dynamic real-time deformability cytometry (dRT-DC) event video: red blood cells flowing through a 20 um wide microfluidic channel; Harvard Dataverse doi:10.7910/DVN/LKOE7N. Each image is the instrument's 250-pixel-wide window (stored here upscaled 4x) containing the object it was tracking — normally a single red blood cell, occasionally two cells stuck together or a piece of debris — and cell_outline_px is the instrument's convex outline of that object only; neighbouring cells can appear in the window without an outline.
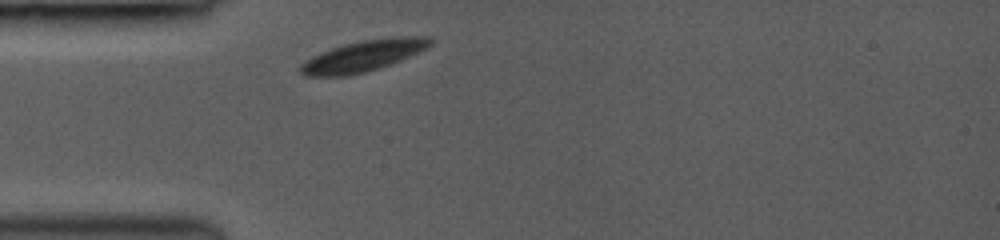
{"species": "common noctule bat (a hibernating species)", "species_latin": "Nyctalus noctula", "temperature_condition": "room temperature", "stored_images_in_passage": 13, "camera_frame_rate_fps": 3000, "um_per_image_px": 0.085, "animal": {"sex": "female", "body_mass_g": 19.0, "forearm_length_mm": 53.3}, "frame": {"image": 1, "passage_image": 1, "time_ms": 0.0, "image_size_px": [1000, 240], "cell_outline_px": [[432, 44], [428, 48], [392, 64], [364, 72], [348, 76], [304, 76], [300, 72], [300, 64], [304, 60], [320, 52], [344, 44], [364, 40], [392, 36], [432, 36]], "centroid_in_image_um": [30.9, 4.74], "position_along_channel_um": 54.1, "area_um2": 23.76}}
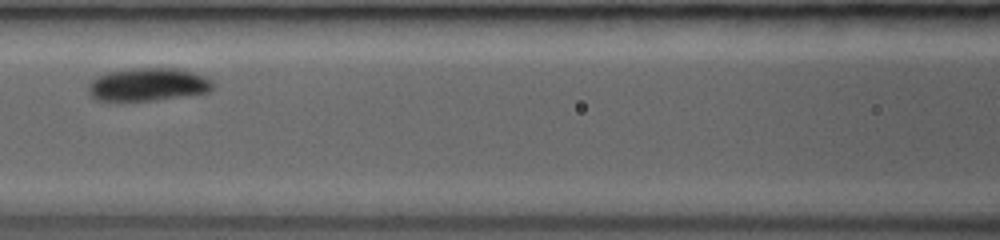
{"frame": {"image": 2, "passage_image": 7, "time_ms": 2.667, "image_size_px": [1000, 240], "cell_outline_px": [[216, 84], [208, 92], [156, 100], [96, 100], [88, 92], [88, 84], [92, 80], [108, 72], [136, 68], [176, 68], [192, 72], [204, 76], [212, 80]], "centroid_in_image_um": [12.61, 7.18], "position_along_channel_um": 154.0, "area_um2": 23.7}}
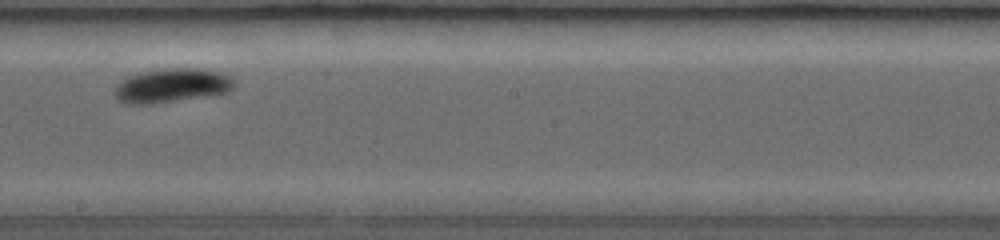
{"frame": {"image": 3, "passage_image": 11, "time_ms": 4.667, "image_size_px": [1000, 240], "cell_outline_px": [[232, 88], [228, 92], [152, 104], [124, 104], [116, 96], [116, 88], [120, 80], [128, 76], [140, 72], [164, 68], [200, 68], [220, 72], [228, 76], [232, 80]], "centroid_in_image_um": [14.56, 7.26], "position_along_channel_um": 233.6, "area_um2": 23.41}}